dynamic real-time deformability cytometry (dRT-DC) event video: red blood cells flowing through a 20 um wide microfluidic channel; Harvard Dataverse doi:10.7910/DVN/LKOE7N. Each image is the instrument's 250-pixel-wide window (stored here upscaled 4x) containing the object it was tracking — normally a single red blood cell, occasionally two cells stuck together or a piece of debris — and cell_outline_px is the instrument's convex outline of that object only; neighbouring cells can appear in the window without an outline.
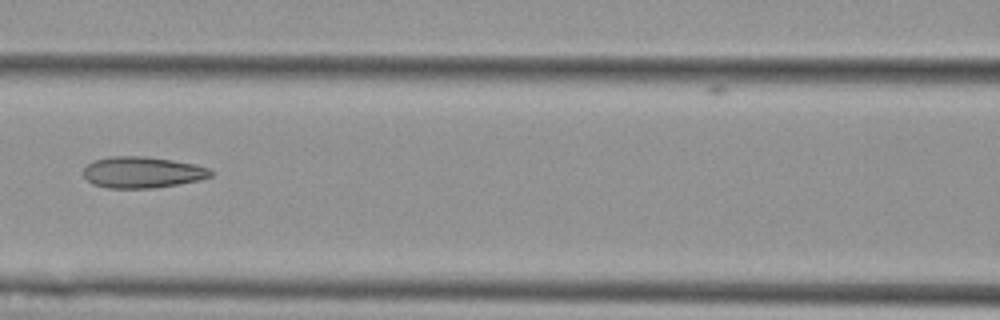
{"species": "Egyptian fruit bat (a non-hibernating species)", "species_latin": "Rousettus aegyptiacus", "temperature_condition": "cold", "stored_images_in_passage": 8, "camera_frame_rate_fps": 3000, "um_per_image_px": 0.085, "animal": {"sex": "female"}, "frame": {"image": 1, "passage_image": 7, "time_ms": 7.0, "image_size_px": [1000, 320], "cell_outline_px": [[212, 176], [200, 180], [152, 188], [108, 188], [92, 184], [84, 176], [84, 168], [92, 160], [108, 156], [144, 156], [172, 160], [196, 164], [208, 168], [212, 172]], "centroid_in_image_um": [12.07, 14.64], "position_along_channel_um": 154.5, "area_um2": 23.24}}